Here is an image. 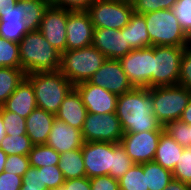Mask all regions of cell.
<instances>
[{
  "label": "cell",
  "mask_w": 191,
  "mask_h": 190,
  "mask_svg": "<svg viewBox=\"0 0 191 190\" xmlns=\"http://www.w3.org/2000/svg\"><path fill=\"white\" fill-rule=\"evenodd\" d=\"M116 115L123 133L164 131L154 115L150 88H133L118 96Z\"/></svg>",
  "instance_id": "cell-1"
},
{
  "label": "cell",
  "mask_w": 191,
  "mask_h": 190,
  "mask_svg": "<svg viewBox=\"0 0 191 190\" xmlns=\"http://www.w3.org/2000/svg\"><path fill=\"white\" fill-rule=\"evenodd\" d=\"M21 69L25 74L59 71L61 53L57 51L39 30H33L19 42Z\"/></svg>",
  "instance_id": "cell-2"
},
{
  "label": "cell",
  "mask_w": 191,
  "mask_h": 190,
  "mask_svg": "<svg viewBox=\"0 0 191 190\" xmlns=\"http://www.w3.org/2000/svg\"><path fill=\"white\" fill-rule=\"evenodd\" d=\"M26 78L33 85L37 107L54 115L74 87L60 71L29 73Z\"/></svg>",
  "instance_id": "cell-3"
},
{
  "label": "cell",
  "mask_w": 191,
  "mask_h": 190,
  "mask_svg": "<svg viewBox=\"0 0 191 190\" xmlns=\"http://www.w3.org/2000/svg\"><path fill=\"white\" fill-rule=\"evenodd\" d=\"M107 58L93 45L61 53L59 71L74 86L89 81Z\"/></svg>",
  "instance_id": "cell-4"
},
{
  "label": "cell",
  "mask_w": 191,
  "mask_h": 190,
  "mask_svg": "<svg viewBox=\"0 0 191 190\" xmlns=\"http://www.w3.org/2000/svg\"><path fill=\"white\" fill-rule=\"evenodd\" d=\"M152 46L187 47L191 39L182 30L171 9L143 14Z\"/></svg>",
  "instance_id": "cell-5"
},
{
  "label": "cell",
  "mask_w": 191,
  "mask_h": 190,
  "mask_svg": "<svg viewBox=\"0 0 191 190\" xmlns=\"http://www.w3.org/2000/svg\"><path fill=\"white\" fill-rule=\"evenodd\" d=\"M150 95L152 96L154 115L163 127L168 122L180 120L191 99V91L179 84L151 87Z\"/></svg>",
  "instance_id": "cell-6"
},
{
  "label": "cell",
  "mask_w": 191,
  "mask_h": 190,
  "mask_svg": "<svg viewBox=\"0 0 191 190\" xmlns=\"http://www.w3.org/2000/svg\"><path fill=\"white\" fill-rule=\"evenodd\" d=\"M87 12L94 28L121 30L134 13L131 0H94Z\"/></svg>",
  "instance_id": "cell-7"
},
{
  "label": "cell",
  "mask_w": 191,
  "mask_h": 190,
  "mask_svg": "<svg viewBox=\"0 0 191 190\" xmlns=\"http://www.w3.org/2000/svg\"><path fill=\"white\" fill-rule=\"evenodd\" d=\"M153 59L154 46H148L134 49L118 61L134 88H151L153 87Z\"/></svg>",
  "instance_id": "cell-8"
},
{
  "label": "cell",
  "mask_w": 191,
  "mask_h": 190,
  "mask_svg": "<svg viewBox=\"0 0 191 190\" xmlns=\"http://www.w3.org/2000/svg\"><path fill=\"white\" fill-rule=\"evenodd\" d=\"M184 48L167 45L154 46L153 87L178 84Z\"/></svg>",
  "instance_id": "cell-9"
},
{
  "label": "cell",
  "mask_w": 191,
  "mask_h": 190,
  "mask_svg": "<svg viewBox=\"0 0 191 190\" xmlns=\"http://www.w3.org/2000/svg\"><path fill=\"white\" fill-rule=\"evenodd\" d=\"M84 142L120 143L123 131L116 113H87L81 130Z\"/></svg>",
  "instance_id": "cell-10"
},
{
  "label": "cell",
  "mask_w": 191,
  "mask_h": 190,
  "mask_svg": "<svg viewBox=\"0 0 191 190\" xmlns=\"http://www.w3.org/2000/svg\"><path fill=\"white\" fill-rule=\"evenodd\" d=\"M162 132L123 133L120 144L135 164L147 163L154 160Z\"/></svg>",
  "instance_id": "cell-11"
},
{
  "label": "cell",
  "mask_w": 191,
  "mask_h": 190,
  "mask_svg": "<svg viewBox=\"0 0 191 190\" xmlns=\"http://www.w3.org/2000/svg\"><path fill=\"white\" fill-rule=\"evenodd\" d=\"M68 9L49 5L41 20L39 31L60 53L66 51V25Z\"/></svg>",
  "instance_id": "cell-12"
},
{
  "label": "cell",
  "mask_w": 191,
  "mask_h": 190,
  "mask_svg": "<svg viewBox=\"0 0 191 190\" xmlns=\"http://www.w3.org/2000/svg\"><path fill=\"white\" fill-rule=\"evenodd\" d=\"M81 149L86 177L109 174L113 162V143L84 142Z\"/></svg>",
  "instance_id": "cell-13"
},
{
  "label": "cell",
  "mask_w": 191,
  "mask_h": 190,
  "mask_svg": "<svg viewBox=\"0 0 191 190\" xmlns=\"http://www.w3.org/2000/svg\"><path fill=\"white\" fill-rule=\"evenodd\" d=\"M91 84L105 88L116 95H123L134 87L128 81L126 73L118 59H106L103 65L89 79Z\"/></svg>",
  "instance_id": "cell-14"
},
{
  "label": "cell",
  "mask_w": 191,
  "mask_h": 190,
  "mask_svg": "<svg viewBox=\"0 0 191 190\" xmlns=\"http://www.w3.org/2000/svg\"><path fill=\"white\" fill-rule=\"evenodd\" d=\"M74 87L79 92L87 113L101 115L116 113L118 95L91 84L89 81L81 82Z\"/></svg>",
  "instance_id": "cell-15"
},
{
  "label": "cell",
  "mask_w": 191,
  "mask_h": 190,
  "mask_svg": "<svg viewBox=\"0 0 191 190\" xmlns=\"http://www.w3.org/2000/svg\"><path fill=\"white\" fill-rule=\"evenodd\" d=\"M94 29L87 11H69L66 25V50L91 46Z\"/></svg>",
  "instance_id": "cell-16"
},
{
  "label": "cell",
  "mask_w": 191,
  "mask_h": 190,
  "mask_svg": "<svg viewBox=\"0 0 191 190\" xmlns=\"http://www.w3.org/2000/svg\"><path fill=\"white\" fill-rule=\"evenodd\" d=\"M92 45L108 59H119L132 51L127 43L126 26L121 30L95 28Z\"/></svg>",
  "instance_id": "cell-17"
},
{
  "label": "cell",
  "mask_w": 191,
  "mask_h": 190,
  "mask_svg": "<svg viewBox=\"0 0 191 190\" xmlns=\"http://www.w3.org/2000/svg\"><path fill=\"white\" fill-rule=\"evenodd\" d=\"M84 141L81 130L71 127L64 121L55 118L46 145L52 147L59 154L82 148Z\"/></svg>",
  "instance_id": "cell-18"
},
{
  "label": "cell",
  "mask_w": 191,
  "mask_h": 190,
  "mask_svg": "<svg viewBox=\"0 0 191 190\" xmlns=\"http://www.w3.org/2000/svg\"><path fill=\"white\" fill-rule=\"evenodd\" d=\"M24 0L8 10H0V37L19 43L29 32L24 23Z\"/></svg>",
  "instance_id": "cell-19"
},
{
  "label": "cell",
  "mask_w": 191,
  "mask_h": 190,
  "mask_svg": "<svg viewBox=\"0 0 191 190\" xmlns=\"http://www.w3.org/2000/svg\"><path fill=\"white\" fill-rule=\"evenodd\" d=\"M2 107L9 112L27 118L37 108L33 85L25 77Z\"/></svg>",
  "instance_id": "cell-20"
},
{
  "label": "cell",
  "mask_w": 191,
  "mask_h": 190,
  "mask_svg": "<svg viewBox=\"0 0 191 190\" xmlns=\"http://www.w3.org/2000/svg\"><path fill=\"white\" fill-rule=\"evenodd\" d=\"M86 115L87 109L82 98L77 89L73 87L61 103L55 118L64 121L71 127L82 130Z\"/></svg>",
  "instance_id": "cell-21"
},
{
  "label": "cell",
  "mask_w": 191,
  "mask_h": 190,
  "mask_svg": "<svg viewBox=\"0 0 191 190\" xmlns=\"http://www.w3.org/2000/svg\"><path fill=\"white\" fill-rule=\"evenodd\" d=\"M54 120V114L38 107L26 118V135L34 145L46 143Z\"/></svg>",
  "instance_id": "cell-22"
},
{
  "label": "cell",
  "mask_w": 191,
  "mask_h": 190,
  "mask_svg": "<svg viewBox=\"0 0 191 190\" xmlns=\"http://www.w3.org/2000/svg\"><path fill=\"white\" fill-rule=\"evenodd\" d=\"M183 148L168 133L163 131L159 138L158 147L156 149L154 160L163 168L173 171Z\"/></svg>",
  "instance_id": "cell-23"
},
{
  "label": "cell",
  "mask_w": 191,
  "mask_h": 190,
  "mask_svg": "<svg viewBox=\"0 0 191 190\" xmlns=\"http://www.w3.org/2000/svg\"><path fill=\"white\" fill-rule=\"evenodd\" d=\"M126 38L132 50L152 46L143 14H132L126 25Z\"/></svg>",
  "instance_id": "cell-24"
},
{
  "label": "cell",
  "mask_w": 191,
  "mask_h": 190,
  "mask_svg": "<svg viewBox=\"0 0 191 190\" xmlns=\"http://www.w3.org/2000/svg\"><path fill=\"white\" fill-rule=\"evenodd\" d=\"M58 167L65 180L86 177L82 149H74L60 154Z\"/></svg>",
  "instance_id": "cell-25"
},
{
  "label": "cell",
  "mask_w": 191,
  "mask_h": 190,
  "mask_svg": "<svg viewBox=\"0 0 191 190\" xmlns=\"http://www.w3.org/2000/svg\"><path fill=\"white\" fill-rule=\"evenodd\" d=\"M149 190H164L173 179L172 171L163 168L155 161L143 163Z\"/></svg>",
  "instance_id": "cell-26"
},
{
  "label": "cell",
  "mask_w": 191,
  "mask_h": 190,
  "mask_svg": "<svg viewBox=\"0 0 191 190\" xmlns=\"http://www.w3.org/2000/svg\"><path fill=\"white\" fill-rule=\"evenodd\" d=\"M25 77L26 74L22 69L13 67L0 68V106L12 95Z\"/></svg>",
  "instance_id": "cell-27"
},
{
  "label": "cell",
  "mask_w": 191,
  "mask_h": 190,
  "mask_svg": "<svg viewBox=\"0 0 191 190\" xmlns=\"http://www.w3.org/2000/svg\"><path fill=\"white\" fill-rule=\"evenodd\" d=\"M50 0H24V23L29 31L39 30Z\"/></svg>",
  "instance_id": "cell-28"
},
{
  "label": "cell",
  "mask_w": 191,
  "mask_h": 190,
  "mask_svg": "<svg viewBox=\"0 0 191 190\" xmlns=\"http://www.w3.org/2000/svg\"><path fill=\"white\" fill-rule=\"evenodd\" d=\"M59 156L57 151L46 144L34 145L28 154L30 166L36 168L58 165Z\"/></svg>",
  "instance_id": "cell-29"
},
{
  "label": "cell",
  "mask_w": 191,
  "mask_h": 190,
  "mask_svg": "<svg viewBox=\"0 0 191 190\" xmlns=\"http://www.w3.org/2000/svg\"><path fill=\"white\" fill-rule=\"evenodd\" d=\"M118 181L119 190H149L143 163L134 164Z\"/></svg>",
  "instance_id": "cell-30"
},
{
  "label": "cell",
  "mask_w": 191,
  "mask_h": 190,
  "mask_svg": "<svg viewBox=\"0 0 191 190\" xmlns=\"http://www.w3.org/2000/svg\"><path fill=\"white\" fill-rule=\"evenodd\" d=\"M34 144L30 138L25 135H7L3 138L0 143V148L7 155H28Z\"/></svg>",
  "instance_id": "cell-31"
},
{
  "label": "cell",
  "mask_w": 191,
  "mask_h": 190,
  "mask_svg": "<svg viewBox=\"0 0 191 190\" xmlns=\"http://www.w3.org/2000/svg\"><path fill=\"white\" fill-rule=\"evenodd\" d=\"M135 163L120 143H113V162L110 168L109 176L114 179H120Z\"/></svg>",
  "instance_id": "cell-32"
},
{
  "label": "cell",
  "mask_w": 191,
  "mask_h": 190,
  "mask_svg": "<svg viewBox=\"0 0 191 190\" xmlns=\"http://www.w3.org/2000/svg\"><path fill=\"white\" fill-rule=\"evenodd\" d=\"M13 67L21 69L19 43L0 37V68Z\"/></svg>",
  "instance_id": "cell-33"
},
{
  "label": "cell",
  "mask_w": 191,
  "mask_h": 190,
  "mask_svg": "<svg viewBox=\"0 0 191 190\" xmlns=\"http://www.w3.org/2000/svg\"><path fill=\"white\" fill-rule=\"evenodd\" d=\"M164 131L182 147L186 148L191 146V125L181 120H175L168 122L164 126Z\"/></svg>",
  "instance_id": "cell-34"
},
{
  "label": "cell",
  "mask_w": 191,
  "mask_h": 190,
  "mask_svg": "<svg viewBox=\"0 0 191 190\" xmlns=\"http://www.w3.org/2000/svg\"><path fill=\"white\" fill-rule=\"evenodd\" d=\"M0 112L7 135L20 136L26 134V118L16 113L6 111L2 106H0Z\"/></svg>",
  "instance_id": "cell-35"
},
{
  "label": "cell",
  "mask_w": 191,
  "mask_h": 190,
  "mask_svg": "<svg viewBox=\"0 0 191 190\" xmlns=\"http://www.w3.org/2000/svg\"><path fill=\"white\" fill-rule=\"evenodd\" d=\"M173 179L179 180L191 186V146L183 148L174 170Z\"/></svg>",
  "instance_id": "cell-36"
},
{
  "label": "cell",
  "mask_w": 191,
  "mask_h": 190,
  "mask_svg": "<svg viewBox=\"0 0 191 190\" xmlns=\"http://www.w3.org/2000/svg\"><path fill=\"white\" fill-rule=\"evenodd\" d=\"M171 10L182 30L191 39V0H177Z\"/></svg>",
  "instance_id": "cell-37"
},
{
  "label": "cell",
  "mask_w": 191,
  "mask_h": 190,
  "mask_svg": "<svg viewBox=\"0 0 191 190\" xmlns=\"http://www.w3.org/2000/svg\"><path fill=\"white\" fill-rule=\"evenodd\" d=\"M131 1L135 13L145 14L162 9H171L177 0H131Z\"/></svg>",
  "instance_id": "cell-38"
},
{
  "label": "cell",
  "mask_w": 191,
  "mask_h": 190,
  "mask_svg": "<svg viewBox=\"0 0 191 190\" xmlns=\"http://www.w3.org/2000/svg\"><path fill=\"white\" fill-rule=\"evenodd\" d=\"M65 182L64 175L58 165L42 167V185L47 190H54Z\"/></svg>",
  "instance_id": "cell-39"
},
{
  "label": "cell",
  "mask_w": 191,
  "mask_h": 190,
  "mask_svg": "<svg viewBox=\"0 0 191 190\" xmlns=\"http://www.w3.org/2000/svg\"><path fill=\"white\" fill-rule=\"evenodd\" d=\"M4 167L6 172L23 177L30 167L29 157L28 155H7Z\"/></svg>",
  "instance_id": "cell-40"
},
{
  "label": "cell",
  "mask_w": 191,
  "mask_h": 190,
  "mask_svg": "<svg viewBox=\"0 0 191 190\" xmlns=\"http://www.w3.org/2000/svg\"><path fill=\"white\" fill-rule=\"evenodd\" d=\"M178 84L191 91V45L184 48Z\"/></svg>",
  "instance_id": "cell-41"
},
{
  "label": "cell",
  "mask_w": 191,
  "mask_h": 190,
  "mask_svg": "<svg viewBox=\"0 0 191 190\" xmlns=\"http://www.w3.org/2000/svg\"><path fill=\"white\" fill-rule=\"evenodd\" d=\"M91 190H119V181L109 175L90 178Z\"/></svg>",
  "instance_id": "cell-42"
},
{
  "label": "cell",
  "mask_w": 191,
  "mask_h": 190,
  "mask_svg": "<svg viewBox=\"0 0 191 190\" xmlns=\"http://www.w3.org/2000/svg\"><path fill=\"white\" fill-rule=\"evenodd\" d=\"M94 0H50L51 5L69 11H87Z\"/></svg>",
  "instance_id": "cell-43"
},
{
  "label": "cell",
  "mask_w": 191,
  "mask_h": 190,
  "mask_svg": "<svg viewBox=\"0 0 191 190\" xmlns=\"http://www.w3.org/2000/svg\"><path fill=\"white\" fill-rule=\"evenodd\" d=\"M22 176L3 171L0 174V190H20Z\"/></svg>",
  "instance_id": "cell-44"
},
{
  "label": "cell",
  "mask_w": 191,
  "mask_h": 190,
  "mask_svg": "<svg viewBox=\"0 0 191 190\" xmlns=\"http://www.w3.org/2000/svg\"><path fill=\"white\" fill-rule=\"evenodd\" d=\"M22 186L44 187L42 185V167L30 166L22 177Z\"/></svg>",
  "instance_id": "cell-45"
},
{
  "label": "cell",
  "mask_w": 191,
  "mask_h": 190,
  "mask_svg": "<svg viewBox=\"0 0 191 190\" xmlns=\"http://www.w3.org/2000/svg\"><path fill=\"white\" fill-rule=\"evenodd\" d=\"M54 190H91L90 178H74L65 180L64 184Z\"/></svg>",
  "instance_id": "cell-46"
},
{
  "label": "cell",
  "mask_w": 191,
  "mask_h": 190,
  "mask_svg": "<svg viewBox=\"0 0 191 190\" xmlns=\"http://www.w3.org/2000/svg\"><path fill=\"white\" fill-rule=\"evenodd\" d=\"M164 190H191V186L179 180L172 179Z\"/></svg>",
  "instance_id": "cell-47"
},
{
  "label": "cell",
  "mask_w": 191,
  "mask_h": 190,
  "mask_svg": "<svg viewBox=\"0 0 191 190\" xmlns=\"http://www.w3.org/2000/svg\"><path fill=\"white\" fill-rule=\"evenodd\" d=\"M180 120L187 123L188 125H191V99L189 100L187 107L183 111Z\"/></svg>",
  "instance_id": "cell-48"
},
{
  "label": "cell",
  "mask_w": 191,
  "mask_h": 190,
  "mask_svg": "<svg viewBox=\"0 0 191 190\" xmlns=\"http://www.w3.org/2000/svg\"><path fill=\"white\" fill-rule=\"evenodd\" d=\"M18 0H0V10H8L15 6Z\"/></svg>",
  "instance_id": "cell-49"
},
{
  "label": "cell",
  "mask_w": 191,
  "mask_h": 190,
  "mask_svg": "<svg viewBox=\"0 0 191 190\" xmlns=\"http://www.w3.org/2000/svg\"><path fill=\"white\" fill-rule=\"evenodd\" d=\"M7 154L0 148V174L5 171V162Z\"/></svg>",
  "instance_id": "cell-50"
},
{
  "label": "cell",
  "mask_w": 191,
  "mask_h": 190,
  "mask_svg": "<svg viewBox=\"0 0 191 190\" xmlns=\"http://www.w3.org/2000/svg\"><path fill=\"white\" fill-rule=\"evenodd\" d=\"M5 136H6V130L4 128V123H3L2 115H1V112H0V143H1V141L3 140V138Z\"/></svg>",
  "instance_id": "cell-51"
},
{
  "label": "cell",
  "mask_w": 191,
  "mask_h": 190,
  "mask_svg": "<svg viewBox=\"0 0 191 190\" xmlns=\"http://www.w3.org/2000/svg\"><path fill=\"white\" fill-rule=\"evenodd\" d=\"M20 190H47L45 187L21 186Z\"/></svg>",
  "instance_id": "cell-52"
}]
</instances>
